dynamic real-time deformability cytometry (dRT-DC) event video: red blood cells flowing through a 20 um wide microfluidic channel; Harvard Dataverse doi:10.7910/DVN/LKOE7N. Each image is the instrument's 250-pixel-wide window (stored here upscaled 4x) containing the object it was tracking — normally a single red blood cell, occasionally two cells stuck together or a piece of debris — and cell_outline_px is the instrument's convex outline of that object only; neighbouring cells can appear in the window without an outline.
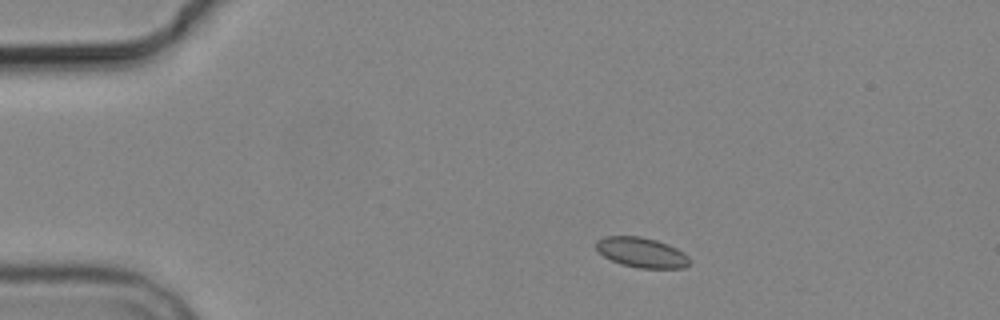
{"species": "common noctule bat (a hibernating species)", "species_latin": "Nyctalus noctula", "temperature_condition": "cold", "stored_images_in_passage": 5, "camera_frame_rate_fps": 3000, "um_per_image_px": 0.085, "animal": {"sex": "male", "body_mass_g": 19.2, "forearm_length_mm": 51.8}, "frame": {"image": 1, "passage_image": 2, "time_ms": 2.0, "image_size_px": [1000, 320], "cell_outline_px": [[692, 260], [684, 268], [640, 268], [620, 264], [604, 256], [596, 248], [596, 240], [604, 236], [640, 236], [656, 240], [668, 244], [684, 252]], "centroid_in_image_um": [54.55, 21.46], "position_along_channel_um": 30.4, "area_um2": 16.42}}